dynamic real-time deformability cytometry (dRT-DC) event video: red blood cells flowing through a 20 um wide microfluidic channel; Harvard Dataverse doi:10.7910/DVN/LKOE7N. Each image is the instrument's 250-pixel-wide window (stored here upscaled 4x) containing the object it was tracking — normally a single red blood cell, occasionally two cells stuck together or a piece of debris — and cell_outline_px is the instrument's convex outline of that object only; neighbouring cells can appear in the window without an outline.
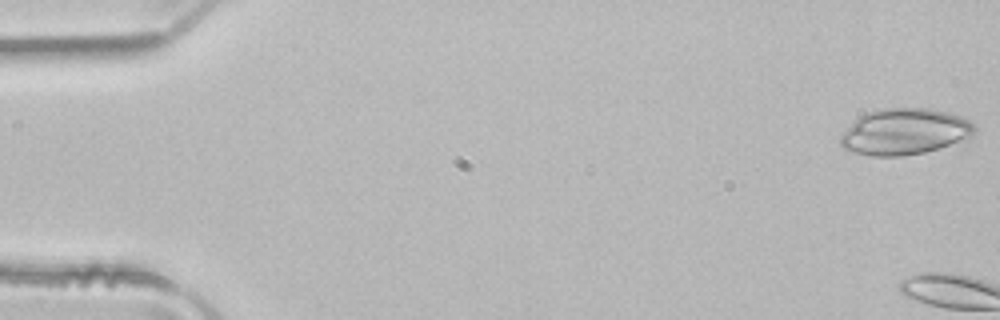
{"species": "common noctule bat (a hibernating species)", "species_latin": "Nyctalus noctula", "temperature_condition": "room temperature", "stored_images_in_passage": 3, "camera_frame_rate_fps": 3000, "um_per_image_px": 0.085, "animal": {"sex": "male", "body_mass_g": 21.5, "forearm_length_mm": 52.0}, "frame": {"image": 1, "passage_image": 1, "time_ms": 0.0, "image_size_px": [1000, 320], "cell_outline_px": [[976, 132], [964, 140], [940, 148], [924, 152], [904, 156], [872, 156], [852, 152], [844, 148], [840, 144], [840, 136], [856, 116], [864, 112], [884, 108], [928, 108], [960, 116], [972, 120], [976, 124]], "centroid_in_image_um": [76.88, 11.18], "position_along_channel_um": 8.1, "area_um2": 36.53}}